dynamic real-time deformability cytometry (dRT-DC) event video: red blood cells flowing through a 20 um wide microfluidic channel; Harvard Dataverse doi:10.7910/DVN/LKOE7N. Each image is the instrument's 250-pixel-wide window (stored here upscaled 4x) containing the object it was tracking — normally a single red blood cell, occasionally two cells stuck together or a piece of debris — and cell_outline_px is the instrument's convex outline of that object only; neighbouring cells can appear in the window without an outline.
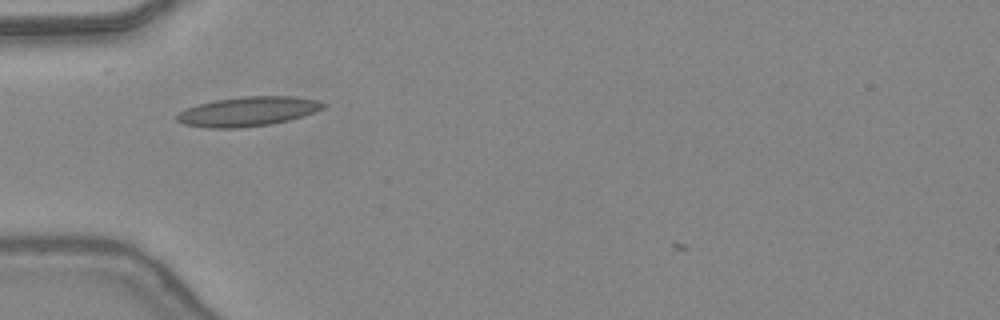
{"species": "common noctule bat (a hibernating species)", "species_latin": "Nyctalus noctula", "temperature_condition": "warm", "stored_images_in_passage": 36, "camera_frame_rate_fps": 3000, "um_per_image_px": 0.085, "animal": {"sex": "female", "body_mass_g": 24.6, "forearm_length_mm": 56.2}, "frame": {"image": 1, "passage_image": 5, "time_ms": 1.333, "image_size_px": [1000, 320], "cell_outline_px": [[328, 104], [324, 108], [316, 112], [304, 116], [288, 120], [268, 124], [240, 128], [208, 128], [184, 124], [176, 120], [176, 116], [180, 112], [188, 108], [200, 104], [216, 100], [244, 96], [292, 96], [316, 100]], "centroid_in_image_um": [21.11, 9.47], "position_along_channel_um": 63.9, "area_um2": 24.97}}
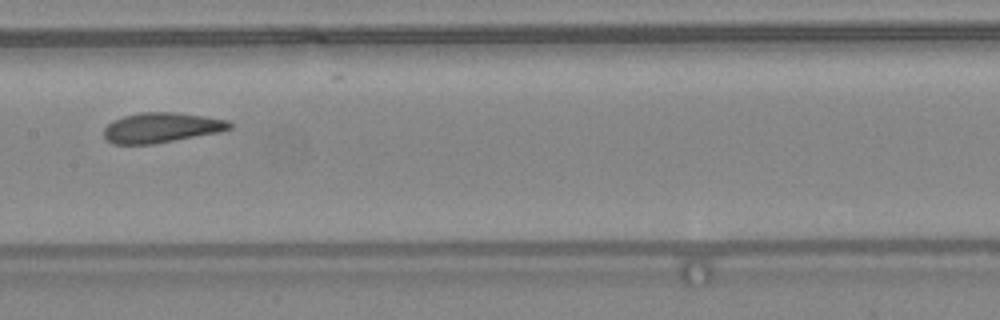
{"frame": {"image": 2, "passage_image": 14, "time_ms": 4.333, "image_size_px": [1000, 320], "cell_outline_px": [[232, 128], [220, 132], [152, 144], [112, 144], [104, 136], [104, 128], [112, 120], [124, 116], [140, 112], [172, 112], [204, 116], [228, 120], [232, 124]], "centroid_in_image_um": [13.71, 10.84], "position_along_channel_um": 193.7, "area_um2": 21.96}}
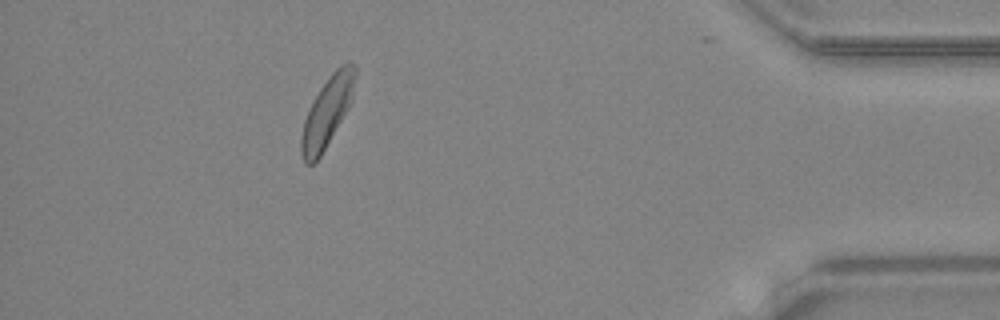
{"frame": {"image": 3, "passage_image": 32, "time_ms": 10.333, "image_size_px": [1000, 320], "cell_outline_px": [[356, 76], [352, 100], [348, 108], [320, 156], [312, 164], [304, 164], [300, 152], [300, 136], [304, 120], [312, 100], [328, 76], [340, 64], [348, 60], [356, 68]], "centroid_in_image_um": [27.79, 9.47], "position_along_channel_um": 407.4, "area_um2": 21.96}, "authors_computed_cell_mechanics": {"area_um2": 21.9929, "velocity_mm_per_s": 4.3815, "shape_relaxation_time_tau1_ms": 4.6952, "shape_relaxation_time_tau2_ms": 1.4496, "deformation_change_tau1": 0.139, "deformation_change_tau2": 0.0916}}